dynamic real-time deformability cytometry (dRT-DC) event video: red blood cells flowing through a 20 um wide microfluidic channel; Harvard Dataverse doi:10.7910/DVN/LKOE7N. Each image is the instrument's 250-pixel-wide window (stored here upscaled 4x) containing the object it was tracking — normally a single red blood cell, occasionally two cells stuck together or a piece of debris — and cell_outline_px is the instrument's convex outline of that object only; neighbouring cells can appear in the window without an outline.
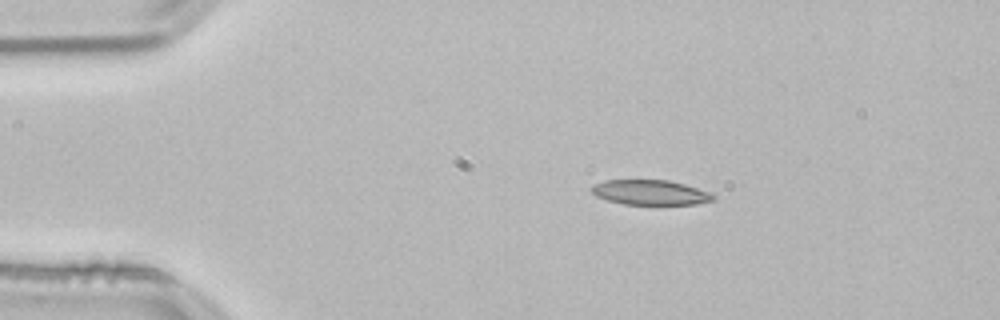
{"species": "common noctule bat (a hibernating species)", "species_latin": "Nyctalus noctula", "temperature_condition": "room temperature", "stored_images_in_passage": 44, "camera_frame_rate_fps": 3000, "um_per_image_px": 0.085, "animal": {"sex": "male", "body_mass_g": 21.5, "forearm_length_mm": 52.0}, "frame": {"image": 1, "passage_image": 1, "time_ms": 0.0, "image_size_px": [1000, 320], "cell_outline_px": [[716, 200], [696, 204], [624, 204], [608, 200], [596, 196], [588, 188], [592, 184], [604, 180], [668, 180], [684, 184], [708, 192], [716, 196]], "centroid_in_image_um": [55.24, 16.35], "position_along_channel_um": 29.8, "area_um2": 17.69}}
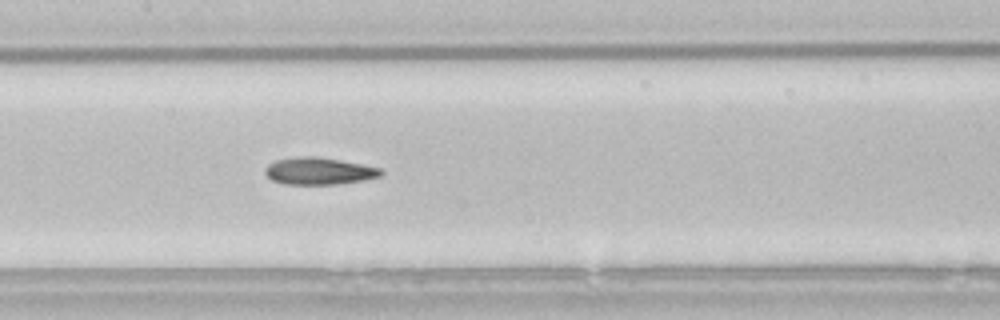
{"frame": {"image": 2, "passage_image": 17, "time_ms": 5.333, "image_size_px": [1000, 320], "cell_outline_px": [[384, 172], [380, 176], [364, 180], [336, 184], [284, 184], [272, 180], [264, 172], [264, 168], [268, 164], [276, 160], [296, 156], [316, 156], [364, 164], [380, 168]], "centroid_in_image_um": [27.1, 14.53], "position_along_channel_um": 180.3, "area_um2": 18.38}}
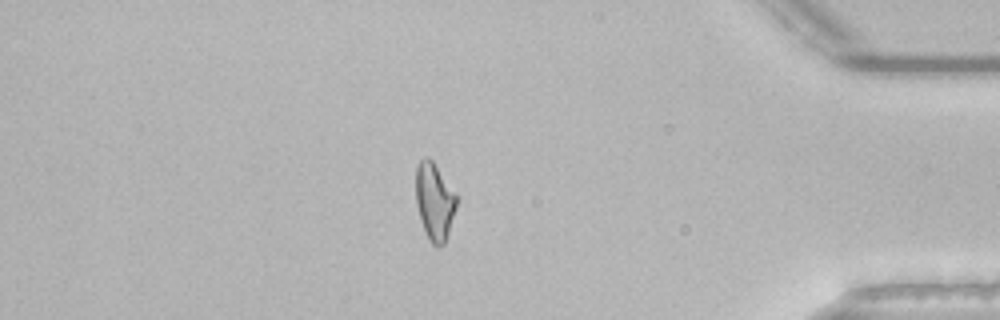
{"frame": {"image": 3, "passage_image": 37, "time_ms": 12.0, "image_size_px": [1000, 320], "cell_outline_px": [[456, 208], [444, 244], [432, 244], [424, 232], [420, 220], [416, 204], [416, 168], [420, 160], [424, 156], [428, 156], [432, 160], [456, 196]], "centroid_in_image_um": [36.89, 17.11], "position_along_channel_um": 398.3, "area_um2": 17.92}, "authors_computed_cell_mechanics": {"area_um2": 18.2937, "velocity_mm_per_s": 3.8309, "shape_relaxation_time_tau1_ms": null, "shape_relaxation_time_tau2_ms": 8.4499, "deformation_change_tau1": null, "deformation_change_tau2": 0.1924}}